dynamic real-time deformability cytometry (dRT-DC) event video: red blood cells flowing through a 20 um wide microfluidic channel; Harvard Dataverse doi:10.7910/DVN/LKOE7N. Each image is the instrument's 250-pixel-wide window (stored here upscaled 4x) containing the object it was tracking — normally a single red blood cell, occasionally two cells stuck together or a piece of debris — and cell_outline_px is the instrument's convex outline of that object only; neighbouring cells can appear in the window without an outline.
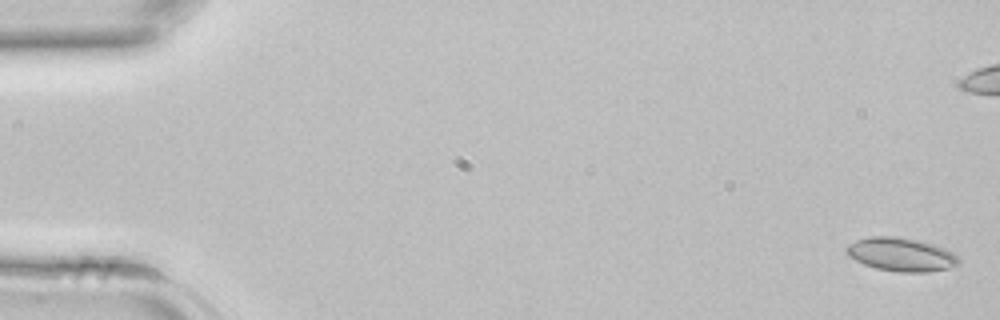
{"species": "common noctule bat (a hibernating species)", "species_latin": "Nyctalus noctula", "temperature_condition": "room temperature", "stored_images_in_passage": 43, "camera_frame_rate_fps": 3000, "um_per_image_px": 0.085, "animal": {"sex": "female", "body_mass_g": 22.7, "forearm_length_mm": 54.2}, "frame": {"image": 1, "passage_image": 1, "time_ms": 0.0, "image_size_px": [1000, 320], "cell_outline_px": [[960, 260], [956, 264], [948, 268], [928, 272], [900, 272], [876, 268], [864, 264], [848, 256], [844, 252], [844, 248], [848, 244], [856, 240], [868, 236], [896, 236], [920, 240], [944, 248], [952, 252]], "centroid_in_image_um": [76.54, 21.61], "position_along_channel_um": 8.5, "area_um2": 21.96}}